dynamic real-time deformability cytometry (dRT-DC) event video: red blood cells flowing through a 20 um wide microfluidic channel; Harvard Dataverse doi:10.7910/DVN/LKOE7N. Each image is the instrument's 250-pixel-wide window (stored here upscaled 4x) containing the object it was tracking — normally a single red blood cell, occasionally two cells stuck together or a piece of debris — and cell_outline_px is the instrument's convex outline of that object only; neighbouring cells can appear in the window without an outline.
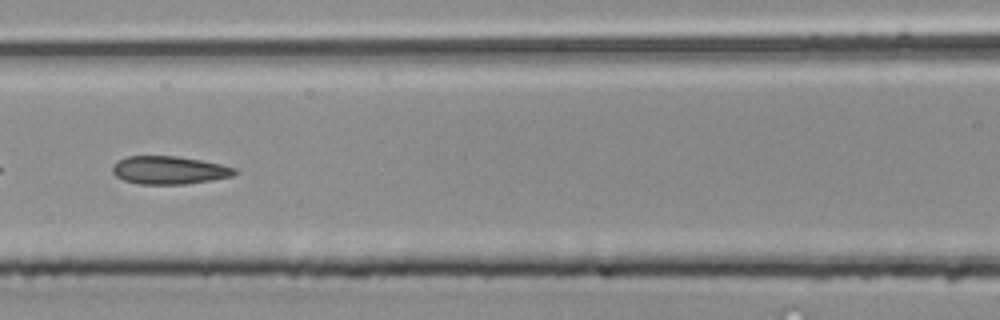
{"species": "common noctule bat (a hibernating species)", "species_latin": "Nyctalus noctula", "temperature_condition": "room temperature", "stored_images_in_passage": 48, "camera_frame_rate_fps": 3000, "um_per_image_px": 0.085, "animal": {"sex": "male", "body_mass_g": 20.4}, "frame": {"image": 1, "passage_image": 22, "time_ms": 7.0, "image_size_px": [1000, 320], "cell_outline_px": [[236, 172], [232, 176], [212, 180], [184, 184], [140, 184], [124, 180], [116, 176], [112, 172], [112, 164], [128, 156], [176, 156], [200, 160], [220, 164], [236, 168]], "centroid_in_image_um": [14.36, 14.46], "position_along_channel_um": 152.2, "area_um2": 19.83}}
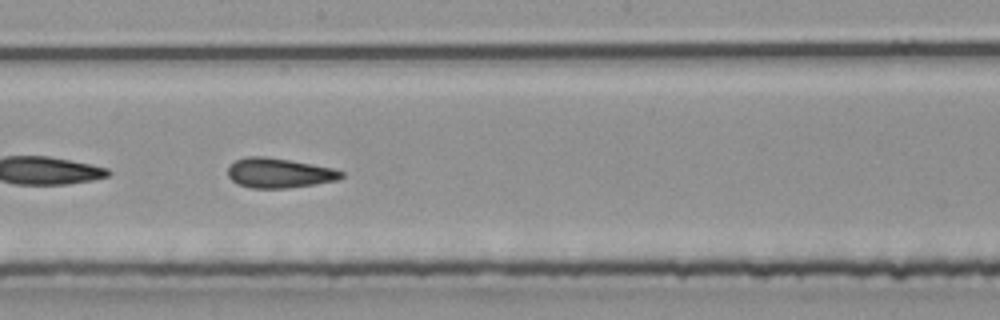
{"frame": {"image": 2, "passage_image": 27, "time_ms": 8.667, "image_size_px": [1000, 320], "cell_outline_px": [[344, 176], [340, 180], [288, 188], [252, 188], [236, 184], [228, 176], [228, 168], [236, 160], [248, 156], [268, 156], [292, 160], [332, 168], [344, 172]], "centroid_in_image_um": [23.74, 14.7], "position_along_channel_um": 224.5, "area_um2": 19.83}}
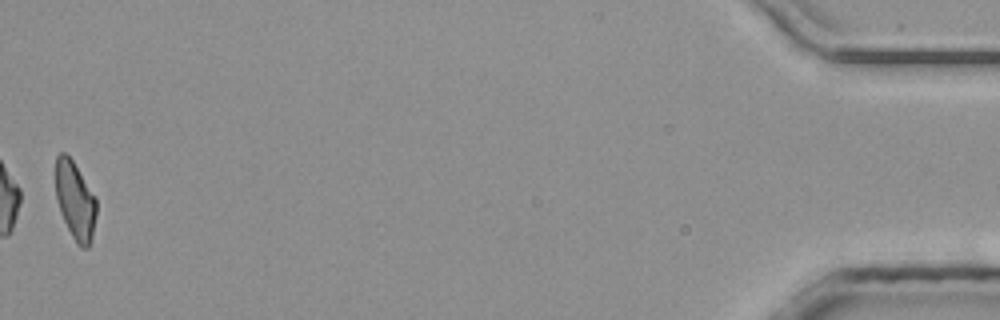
{"frame": {"image": 3, "passage_image": 48, "time_ms": 15.667, "image_size_px": [1000, 320], "cell_outline_px": [[96, 216], [92, 240], [88, 248], [80, 248], [76, 244], [60, 212], [56, 196], [56, 156], [60, 152], [64, 152], [72, 160], [96, 200]], "centroid_in_image_um": [6.39, 17.1], "position_along_channel_um": 428.8, "area_um2": 18.26}}